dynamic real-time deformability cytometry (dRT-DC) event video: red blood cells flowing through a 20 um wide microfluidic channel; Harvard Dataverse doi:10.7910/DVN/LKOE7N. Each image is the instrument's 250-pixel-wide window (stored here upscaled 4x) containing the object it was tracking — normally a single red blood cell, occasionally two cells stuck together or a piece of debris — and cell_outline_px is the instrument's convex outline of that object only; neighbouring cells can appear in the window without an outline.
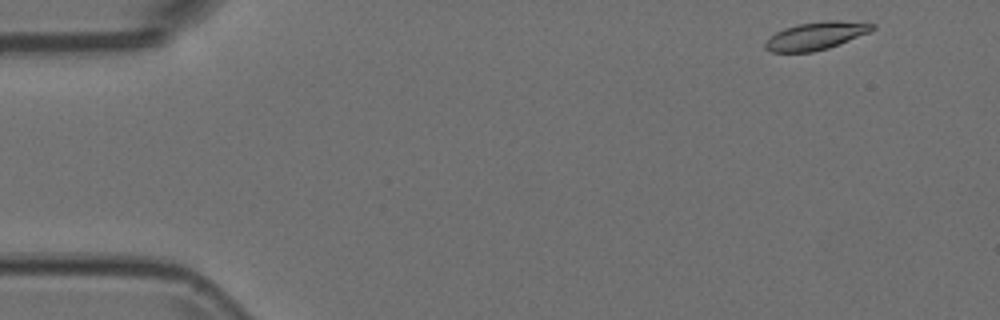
{"species": "Egyptian fruit bat (a non-hibernating species)", "species_latin": "Rousettus aegyptiacus", "temperature_condition": "room temperature", "stored_images_in_passage": 50, "camera_frame_rate_fps": 3000, "um_per_image_px": 0.085, "animal": {"sex": "female"}, "frame": {"image": 1, "passage_image": 1, "time_ms": 0.0, "image_size_px": [1000, 320], "cell_outline_px": [[876, 28], [868, 32], [828, 48], [812, 52], [772, 52], [764, 48], [764, 44], [776, 32], [784, 28], [796, 24], [824, 20], [840, 20], [876, 24]], "centroid_in_image_um": [69.35, 3.03], "position_along_channel_um": 15.7, "area_um2": 17.22}}
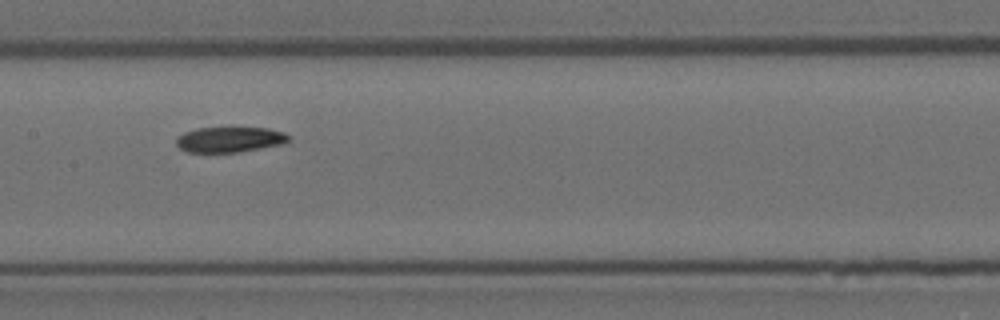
{"frame": {"image": 2, "passage_image": 23, "time_ms": 7.333, "image_size_px": [1000, 320], "cell_outline_px": [[292, 136], [284, 144], [240, 152], [184, 152], [176, 144], [176, 136], [184, 132], [200, 128], [268, 128], [284, 132]], "centroid_in_image_um": [19.54, 11.86], "position_along_channel_um": 187.9, "area_um2": 16.76}}
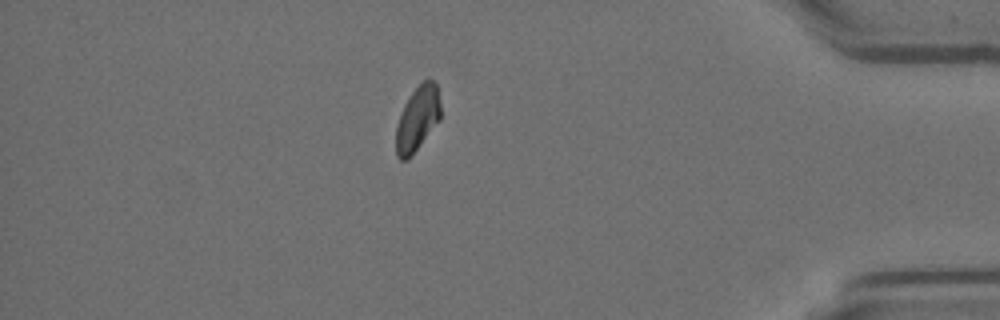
{"frame": {"image": 3, "passage_image": 43, "time_ms": 14.0, "image_size_px": [1000, 320], "cell_outline_px": [[440, 120], [412, 156], [408, 160], [400, 160], [396, 156], [396, 128], [404, 104], [412, 92], [428, 76], [436, 84], [440, 104]], "centroid_in_image_um": [35.49, 10.11], "position_along_channel_um": 399.7, "area_um2": 16.88}}